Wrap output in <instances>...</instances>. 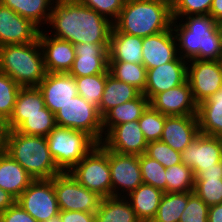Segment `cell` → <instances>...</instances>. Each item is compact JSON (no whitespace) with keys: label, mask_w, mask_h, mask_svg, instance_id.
Segmentation results:
<instances>
[{"label":"cell","mask_w":222,"mask_h":222,"mask_svg":"<svg viewBox=\"0 0 222 222\" xmlns=\"http://www.w3.org/2000/svg\"><path fill=\"white\" fill-rule=\"evenodd\" d=\"M48 24L52 28L49 35L73 45L110 44L113 29L111 20L78 0H55Z\"/></svg>","instance_id":"6da1fadb"},{"label":"cell","mask_w":222,"mask_h":222,"mask_svg":"<svg viewBox=\"0 0 222 222\" xmlns=\"http://www.w3.org/2000/svg\"><path fill=\"white\" fill-rule=\"evenodd\" d=\"M179 20L181 22L173 19L172 29L178 42V54L182 59L218 61L222 57L217 22L210 14L189 15Z\"/></svg>","instance_id":"7a4b0ae2"},{"label":"cell","mask_w":222,"mask_h":222,"mask_svg":"<svg viewBox=\"0 0 222 222\" xmlns=\"http://www.w3.org/2000/svg\"><path fill=\"white\" fill-rule=\"evenodd\" d=\"M172 21L171 0H126L113 26L143 38L170 29Z\"/></svg>","instance_id":"3957f363"},{"label":"cell","mask_w":222,"mask_h":222,"mask_svg":"<svg viewBox=\"0 0 222 222\" xmlns=\"http://www.w3.org/2000/svg\"><path fill=\"white\" fill-rule=\"evenodd\" d=\"M3 151L34 179H52L61 173L50 154L46 137L7 130Z\"/></svg>","instance_id":"277c9868"},{"label":"cell","mask_w":222,"mask_h":222,"mask_svg":"<svg viewBox=\"0 0 222 222\" xmlns=\"http://www.w3.org/2000/svg\"><path fill=\"white\" fill-rule=\"evenodd\" d=\"M0 72L21 87H37L47 74L39 40L0 46Z\"/></svg>","instance_id":"5b68a950"},{"label":"cell","mask_w":222,"mask_h":222,"mask_svg":"<svg viewBox=\"0 0 222 222\" xmlns=\"http://www.w3.org/2000/svg\"><path fill=\"white\" fill-rule=\"evenodd\" d=\"M46 138L50 154L61 172H69L98 144L83 131L59 126Z\"/></svg>","instance_id":"8992f818"},{"label":"cell","mask_w":222,"mask_h":222,"mask_svg":"<svg viewBox=\"0 0 222 222\" xmlns=\"http://www.w3.org/2000/svg\"><path fill=\"white\" fill-rule=\"evenodd\" d=\"M72 176L90 191L100 197L112 196V182L109 167V149L97 144L70 171Z\"/></svg>","instance_id":"52a82bcc"},{"label":"cell","mask_w":222,"mask_h":222,"mask_svg":"<svg viewBox=\"0 0 222 222\" xmlns=\"http://www.w3.org/2000/svg\"><path fill=\"white\" fill-rule=\"evenodd\" d=\"M59 127L83 131L90 135L98 144L103 140L102 117L98 108L88 103L80 95L70 99L55 113Z\"/></svg>","instance_id":"ba28073f"},{"label":"cell","mask_w":222,"mask_h":222,"mask_svg":"<svg viewBox=\"0 0 222 222\" xmlns=\"http://www.w3.org/2000/svg\"><path fill=\"white\" fill-rule=\"evenodd\" d=\"M54 190L59 210L96 213L102 199L96 192L80 185L70 172L54 176Z\"/></svg>","instance_id":"9c48e42d"},{"label":"cell","mask_w":222,"mask_h":222,"mask_svg":"<svg viewBox=\"0 0 222 222\" xmlns=\"http://www.w3.org/2000/svg\"><path fill=\"white\" fill-rule=\"evenodd\" d=\"M16 202L37 222H45L59 214L54 177L52 179H34Z\"/></svg>","instance_id":"30bf717a"},{"label":"cell","mask_w":222,"mask_h":222,"mask_svg":"<svg viewBox=\"0 0 222 222\" xmlns=\"http://www.w3.org/2000/svg\"><path fill=\"white\" fill-rule=\"evenodd\" d=\"M109 167L112 196L126 197L143 184L138 155L120 154L109 150Z\"/></svg>","instance_id":"8fae6325"},{"label":"cell","mask_w":222,"mask_h":222,"mask_svg":"<svg viewBox=\"0 0 222 222\" xmlns=\"http://www.w3.org/2000/svg\"><path fill=\"white\" fill-rule=\"evenodd\" d=\"M187 80L197 105L222 87L219 61L192 59L187 64Z\"/></svg>","instance_id":"7c38bea8"},{"label":"cell","mask_w":222,"mask_h":222,"mask_svg":"<svg viewBox=\"0 0 222 222\" xmlns=\"http://www.w3.org/2000/svg\"><path fill=\"white\" fill-rule=\"evenodd\" d=\"M181 161L196 176L203 168L214 167L222 161V138L199 134L181 152Z\"/></svg>","instance_id":"4fadbf2b"},{"label":"cell","mask_w":222,"mask_h":222,"mask_svg":"<svg viewBox=\"0 0 222 222\" xmlns=\"http://www.w3.org/2000/svg\"><path fill=\"white\" fill-rule=\"evenodd\" d=\"M104 148L120 154L142 155L146 153L147 141L138 120L112 127L100 143Z\"/></svg>","instance_id":"5bb4252c"},{"label":"cell","mask_w":222,"mask_h":222,"mask_svg":"<svg viewBox=\"0 0 222 222\" xmlns=\"http://www.w3.org/2000/svg\"><path fill=\"white\" fill-rule=\"evenodd\" d=\"M187 64L188 61L178 56L171 62L147 69L143 94L150 101L156 94L183 84L187 80Z\"/></svg>","instance_id":"9a60e30c"},{"label":"cell","mask_w":222,"mask_h":222,"mask_svg":"<svg viewBox=\"0 0 222 222\" xmlns=\"http://www.w3.org/2000/svg\"><path fill=\"white\" fill-rule=\"evenodd\" d=\"M44 31V32H43ZM47 73H69L76 57L74 45L49 35L41 29L38 35Z\"/></svg>","instance_id":"2e32d148"},{"label":"cell","mask_w":222,"mask_h":222,"mask_svg":"<svg viewBox=\"0 0 222 222\" xmlns=\"http://www.w3.org/2000/svg\"><path fill=\"white\" fill-rule=\"evenodd\" d=\"M39 32L30 20L0 3V46L34 42Z\"/></svg>","instance_id":"e0dca14e"},{"label":"cell","mask_w":222,"mask_h":222,"mask_svg":"<svg viewBox=\"0 0 222 222\" xmlns=\"http://www.w3.org/2000/svg\"><path fill=\"white\" fill-rule=\"evenodd\" d=\"M150 105L166 116L197 115V104L195 103L190 84L186 80L183 84L156 94Z\"/></svg>","instance_id":"ac0fdd59"},{"label":"cell","mask_w":222,"mask_h":222,"mask_svg":"<svg viewBox=\"0 0 222 222\" xmlns=\"http://www.w3.org/2000/svg\"><path fill=\"white\" fill-rule=\"evenodd\" d=\"M110 44L81 43L74 45L75 59L69 74L84 77L105 73L108 70Z\"/></svg>","instance_id":"d6986e66"},{"label":"cell","mask_w":222,"mask_h":222,"mask_svg":"<svg viewBox=\"0 0 222 222\" xmlns=\"http://www.w3.org/2000/svg\"><path fill=\"white\" fill-rule=\"evenodd\" d=\"M142 54V64L146 69L156 68L175 60L179 54L172 27L158 34L143 37Z\"/></svg>","instance_id":"ffe728a7"},{"label":"cell","mask_w":222,"mask_h":222,"mask_svg":"<svg viewBox=\"0 0 222 222\" xmlns=\"http://www.w3.org/2000/svg\"><path fill=\"white\" fill-rule=\"evenodd\" d=\"M37 87L45 106L54 114L78 95L75 79L69 73H47Z\"/></svg>","instance_id":"44dd1931"},{"label":"cell","mask_w":222,"mask_h":222,"mask_svg":"<svg viewBox=\"0 0 222 222\" xmlns=\"http://www.w3.org/2000/svg\"><path fill=\"white\" fill-rule=\"evenodd\" d=\"M199 134L197 115L167 116L160 140L182 152Z\"/></svg>","instance_id":"7402d4cb"},{"label":"cell","mask_w":222,"mask_h":222,"mask_svg":"<svg viewBox=\"0 0 222 222\" xmlns=\"http://www.w3.org/2000/svg\"><path fill=\"white\" fill-rule=\"evenodd\" d=\"M45 102L38 87H21L10 118L5 122L6 130H16L29 115L44 114Z\"/></svg>","instance_id":"603a6c76"},{"label":"cell","mask_w":222,"mask_h":222,"mask_svg":"<svg viewBox=\"0 0 222 222\" xmlns=\"http://www.w3.org/2000/svg\"><path fill=\"white\" fill-rule=\"evenodd\" d=\"M34 178L7 153H0V188L15 200L30 185Z\"/></svg>","instance_id":"cb8c5ba5"},{"label":"cell","mask_w":222,"mask_h":222,"mask_svg":"<svg viewBox=\"0 0 222 222\" xmlns=\"http://www.w3.org/2000/svg\"><path fill=\"white\" fill-rule=\"evenodd\" d=\"M108 56V61L142 64V37L121 33L113 26Z\"/></svg>","instance_id":"d4e9b609"},{"label":"cell","mask_w":222,"mask_h":222,"mask_svg":"<svg viewBox=\"0 0 222 222\" xmlns=\"http://www.w3.org/2000/svg\"><path fill=\"white\" fill-rule=\"evenodd\" d=\"M201 134L222 138V87L197 106Z\"/></svg>","instance_id":"484cf974"},{"label":"cell","mask_w":222,"mask_h":222,"mask_svg":"<svg viewBox=\"0 0 222 222\" xmlns=\"http://www.w3.org/2000/svg\"><path fill=\"white\" fill-rule=\"evenodd\" d=\"M164 192L148 184H141L126 198L140 222H152Z\"/></svg>","instance_id":"4316f807"},{"label":"cell","mask_w":222,"mask_h":222,"mask_svg":"<svg viewBox=\"0 0 222 222\" xmlns=\"http://www.w3.org/2000/svg\"><path fill=\"white\" fill-rule=\"evenodd\" d=\"M149 105L150 101L141 93L137 98L112 108L102 117L104 135L116 125L138 120Z\"/></svg>","instance_id":"83f0119b"},{"label":"cell","mask_w":222,"mask_h":222,"mask_svg":"<svg viewBox=\"0 0 222 222\" xmlns=\"http://www.w3.org/2000/svg\"><path fill=\"white\" fill-rule=\"evenodd\" d=\"M140 94L141 92L132 85L117 80L109 74L106 79L102 99L99 103L98 112L103 117L112 108L131 101Z\"/></svg>","instance_id":"f1b7e54d"},{"label":"cell","mask_w":222,"mask_h":222,"mask_svg":"<svg viewBox=\"0 0 222 222\" xmlns=\"http://www.w3.org/2000/svg\"><path fill=\"white\" fill-rule=\"evenodd\" d=\"M54 2L55 0H0L2 5L30 20L40 30L43 25H48Z\"/></svg>","instance_id":"f546056e"},{"label":"cell","mask_w":222,"mask_h":222,"mask_svg":"<svg viewBox=\"0 0 222 222\" xmlns=\"http://www.w3.org/2000/svg\"><path fill=\"white\" fill-rule=\"evenodd\" d=\"M95 217L96 222H140L126 197L102 198Z\"/></svg>","instance_id":"4dcf8cb0"},{"label":"cell","mask_w":222,"mask_h":222,"mask_svg":"<svg viewBox=\"0 0 222 222\" xmlns=\"http://www.w3.org/2000/svg\"><path fill=\"white\" fill-rule=\"evenodd\" d=\"M108 70L117 80L123 81L138 89L141 93L146 87L147 69L143 64L122 61H108Z\"/></svg>","instance_id":"1f68e13d"},{"label":"cell","mask_w":222,"mask_h":222,"mask_svg":"<svg viewBox=\"0 0 222 222\" xmlns=\"http://www.w3.org/2000/svg\"><path fill=\"white\" fill-rule=\"evenodd\" d=\"M188 203V192H164L152 222H179Z\"/></svg>","instance_id":"d6a6232c"},{"label":"cell","mask_w":222,"mask_h":222,"mask_svg":"<svg viewBox=\"0 0 222 222\" xmlns=\"http://www.w3.org/2000/svg\"><path fill=\"white\" fill-rule=\"evenodd\" d=\"M109 74V70H107L105 73L97 75L74 77L78 95L98 108Z\"/></svg>","instance_id":"836d02e7"},{"label":"cell","mask_w":222,"mask_h":222,"mask_svg":"<svg viewBox=\"0 0 222 222\" xmlns=\"http://www.w3.org/2000/svg\"><path fill=\"white\" fill-rule=\"evenodd\" d=\"M166 192H192L195 176L185 164H175L166 169Z\"/></svg>","instance_id":"e575fe53"},{"label":"cell","mask_w":222,"mask_h":222,"mask_svg":"<svg viewBox=\"0 0 222 222\" xmlns=\"http://www.w3.org/2000/svg\"><path fill=\"white\" fill-rule=\"evenodd\" d=\"M56 126L55 114L45 107L44 114L27 116L16 131L26 135L46 137Z\"/></svg>","instance_id":"d590c367"},{"label":"cell","mask_w":222,"mask_h":222,"mask_svg":"<svg viewBox=\"0 0 222 222\" xmlns=\"http://www.w3.org/2000/svg\"><path fill=\"white\" fill-rule=\"evenodd\" d=\"M139 165L143 183L166 192V168L146 154L139 155Z\"/></svg>","instance_id":"8d00e7d4"},{"label":"cell","mask_w":222,"mask_h":222,"mask_svg":"<svg viewBox=\"0 0 222 222\" xmlns=\"http://www.w3.org/2000/svg\"><path fill=\"white\" fill-rule=\"evenodd\" d=\"M193 192L209 207L222 203V179L220 177H195Z\"/></svg>","instance_id":"74e56055"},{"label":"cell","mask_w":222,"mask_h":222,"mask_svg":"<svg viewBox=\"0 0 222 222\" xmlns=\"http://www.w3.org/2000/svg\"><path fill=\"white\" fill-rule=\"evenodd\" d=\"M166 117V115L149 105L138 119L140 129L147 143L160 140Z\"/></svg>","instance_id":"f35d334b"},{"label":"cell","mask_w":222,"mask_h":222,"mask_svg":"<svg viewBox=\"0 0 222 222\" xmlns=\"http://www.w3.org/2000/svg\"><path fill=\"white\" fill-rule=\"evenodd\" d=\"M20 89L21 86L8 75L0 72V117L4 122L12 115Z\"/></svg>","instance_id":"ab89813d"},{"label":"cell","mask_w":222,"mask_h":222,"mask_svg":"<svg viewBox=\"0 0 222 222\" xmlns=\"http://www.w3.org/2000/svg\"><path fill=\"white\" fill-rule=\"evenodd\" d=\"M145 154L151 159L157 160L166 169L182 163L181 152L174 150L161 140L149 142Z\"/></svg>","instance_id":"60d3db41"},{"label":"cell","mask_w":222,"mask_h":222,"mask_svg":"<svg viewBox=\"0 0 222 222\" xmlns=\"http://www.w3.org/2000/svg\"><path fill=\"white\" fill-rule=\"evenodd\" d=\"M213 0H171L172 17L180 19L189 15H207Z\"/></svg>","instance_id":"b9f144b4"},{"label":"cell","mask_w":222,"mask_h":222,"mask_svg":"<svg viewBox=\"0 0 222 222\" xmlns=\"http://www.w3.org/2000/svg\"><path fill=\"white\" fill-rule=\"evenodd\" d=\"M209 206L193 191L188 192V203L179 222H208Z\"/></svg>","instance_id":"7bdbcfd3"},{"label":"cell","mask_w":222,"mask_h":222,"mask_svg":"<svg viewBox=\"0 0 222 222\" xmlns=\"http://www.w3.org/2000/svg\"><path fill=\"white\" fill-rule=\"evenodd\" d=\"M81 4L95 10L114 23L126 2V0H78Z\"/></svg>","instance_id":"ee69618b"},{"label":"cell","mask_w":222,"mask_h":222,"mask_svg":"<svg viewBox=\"0 0 222 222\" xmlns=\"http://www.w3.org/2000/svg\"><path fill=\"white\" fill-rule=\"evenodd\" d=\"M0 222H37L19 203L15 202L11 207L0 213Z\"/></svg>","instance_id":"f6af8a7d"},{"label":"cell","mask_w":222,"mask_h":222,"mask_svg":"<svg viewBox=\"0 0 222 222\" xmlns=\"http://www.w3.org/2000/svg\"><path fill=\"white\" fill-rule=\"evenodd\" d=\"M62 222H96L95 213L60 210Z\"/></svg>","instance_id":"bcb514c9"},{"label":"cell","mask_w":222,"mask_h":222,"mask_svg":"<svg viewBox=\"0 0 222 222\" xmlns=\"http://www.w3.org/2000/svg\"><path fill=\"white\" fill-rule=\"evenodd\" d=\"M195 177H220L222 179V161L214 167L203 168Z\"/></svg>","instance_id":"7dc6e473"},{"label":"cell","mask_w":222,"mask_h":222,"mask_svg":"<svg viewBox=\"0 0 222 222\" xmlns=\"http://www.w3.org/2000/svg\"><path fill=\"white\" fill-rule=\"evenodd\" d=\"M208 222H222V203L209 207Z\"/></svg>","instance_id":"c3c4849f"},{"label":"cell","mask_w":222,"mask_h":222,"mask_svg":"<svg viewBox=\"0 0 222 222\" xmlns=\"http://www.w3.org/2000/svg\"><path fill=\"white\" fill-rule=\"evenodd\" d=\"M16 200L6 191L0 188V213L11 207Z\"/></svg>","instance_id":"681fc988"},{"label":"cell","mask_w":222,"mask_h":222,"mask_svg":"<svg viewBox=\"0 0 222 222\" xmlns=\"http://www.w3.org/2000/svg\"><path fill=\"white\" fill-rule=\"evenodd\" d=\"M209 14L216 21H222V0H213Z\"/></svg>","instance_id":"f907efd6"},{"label":"cell","mask_w":222,"mask_h":222,"mask_svg":"<svg viewBox=\"0 0 222 222\" xmlns=\"http://www.w3.org/2000/svg\"><path fill=\"white\" fill-rule=\"evenodd\" d=\"M6 127H0V153L3 151L4 148V136L6 134Z\"/></svg>","instance_id":"816d5d0a"},{"label":"cell","mask_w":222,"mask_h":222,"mask_svg":"<svg viewBox=\"0 0 222 222\" xmlns=\"http://www.w3.org/2000/svg\"><path fill=\"white\" fill-rule=\"evenodd\" d=\"M45 222H62V219H61L60 214H57V215L49 218V219L46 220Z\"/></svg>","instance_id":"f5cc1de1"},{"label":"cell","mask_w":222,"mask_h":222,"mask_svg":"<svg viewBox=\"0 0 222 222\" xmlns=\"http://www.w3.org/2000/svg\"><path fill=\"white\" fill-rule=\"evenodd\" d=\"M217 30H218V33L220 35V39L222 42V21L217 22Z\"/></svg>","instance_id":"db71d44e"},{"label":"cell","mask_w":222,"mask_h":222,"mask_svg":"<svg viewBox=\"0 0 222 222\" xmlns=\"http://www.w3.org/2000/svg\"><path fill=\"white\" fill-rule=\"evenodd\" d=\"M0 127H6L5 122L3 121L1 117H0Z\"/></svg>","instance_id":"11a10c76"},{"label":"cell","mask_w":222,"mask_h":222,"mask_svg":"<svg viewBox=\"0 0 222 222\" xmlns=\"http://www.w3.org/2000/svg\"><path fill=\"white\" fill-rule=\"evenodd\" d=\"M218 61H219V64H220L221 75H222V57Z\"/></svg>","instance_id":"9f6ffc18"}]
</instances>
